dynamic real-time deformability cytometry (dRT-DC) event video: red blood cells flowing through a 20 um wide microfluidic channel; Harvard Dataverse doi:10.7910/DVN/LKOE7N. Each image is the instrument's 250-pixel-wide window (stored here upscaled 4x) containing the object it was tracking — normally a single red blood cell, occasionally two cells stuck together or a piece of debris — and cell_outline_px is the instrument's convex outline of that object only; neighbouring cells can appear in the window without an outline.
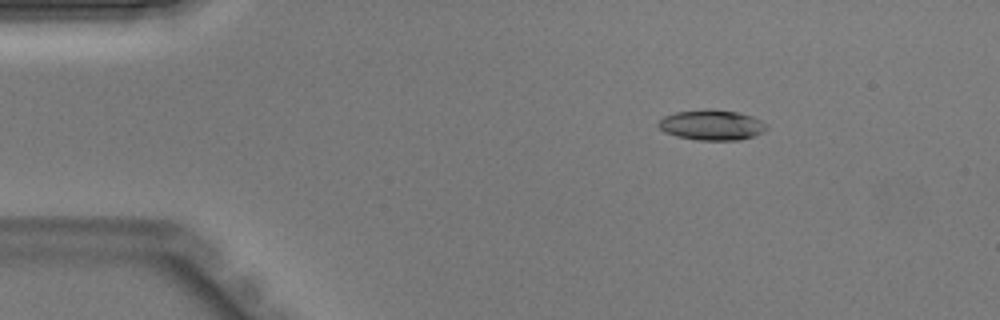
{"species": "Egyptian fruit bat (a non-hibernating species)", "species_latin": "Rousettus aegyptiacus", "temperature_condition": "warm", "stored_images_in_passage": 26, "camera_frame_rate_fps": 3000, "um_per_image_px": 0.085, "animal": {"sex": "male"}, "frame": {"image": 1, "passage_image": 7, "time_ms": 2.0, "image_size_px": [1000, 320], "cell_outline_px": [[768, 128], [764, 132], [740, 140], [696, 140], [676, 136], [664, 132], [656, 124], [664, 116], [676, 112], [704, 108], [712, 108], [736, 112], [752, 116], [768, 124]], "centroid_in_image_um": [60.49, 10.61], "position_along_channel_um": 24.5, "area_um2": 19.36}}
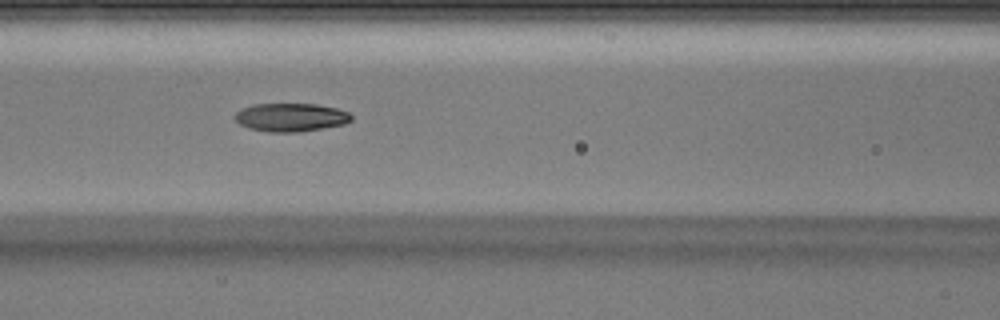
{"frame": {"image": 2, "passage_image": 19, "time_ms": 6.0, "image_size_px": [1000, 320], "cell_outline_px": [[352, 120], [344, 124], [300, 132], [268, 132], [248, 128], [240, 124], [236, 120], [236, 112], [252, 104], [316, 104], [336, 108], [348, 112], [352, 116]], "centroid_in_image_um": [24.73, 9.97], "position_along_channel_um": 141.9, "area_um2": 19.13}}
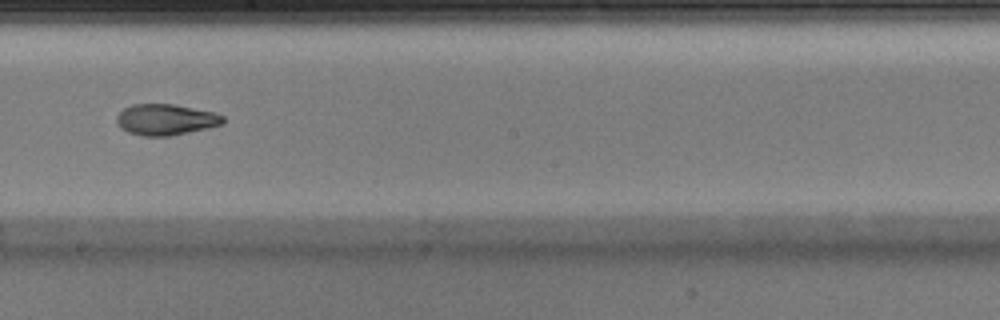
{"frame": {"image": 3, "passage_image": 25, "time_ms": 8.0, "image_size_px": [1000, 320], "cell_outline_px": [[224, 124], [208, 128], [168, 136], [140, 136], [128, 132], [120, 128], [116, 120], [116, 116], [124, 108], [132, 104], [172, 104], [216, 112], [224, 116]], "centroid_in_image_um": [14.09, 10.16], "position_along_channel_um": 234.1, "area_um2": 19.36}}